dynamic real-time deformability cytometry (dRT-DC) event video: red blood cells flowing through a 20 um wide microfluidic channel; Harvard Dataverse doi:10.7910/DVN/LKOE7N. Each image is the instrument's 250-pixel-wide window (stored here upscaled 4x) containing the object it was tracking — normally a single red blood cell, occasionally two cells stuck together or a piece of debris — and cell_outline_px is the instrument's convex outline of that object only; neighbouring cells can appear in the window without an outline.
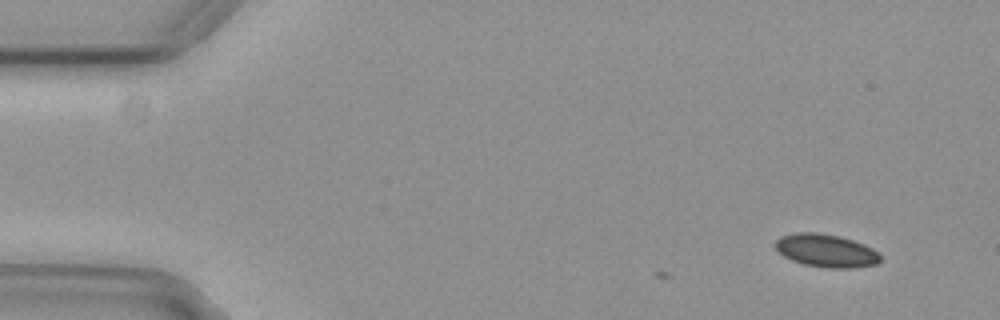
{"species": "common noctule bat (a hibernating species)", "species_latin": "Nyctalus noctula", "temperature_condition": "cold", "stored_images_in_passage": 5, "camera_frame_rate_fps": 3000, "um_per_image_px": 0.085, "animal": {"sex": "female", "body_mass_g": 29.2, "forearm_length_mm": 56.3}, "frame": {"image": 1, "passage_image": 5, "time_ms": 1.333, "image_size_px": [1000, 320], "cell_outline_px": [[880, 260], [876, 264], [852, 268], [828, 268], [804, 264], [792, 260], [784, 256], [776, 248], [776, 240], [780, 236], [796, 232], [816, 232], [836, 236], [852, 240], [864, 244], [880, 252]], "centroid_in_image_um": [70.23, 21.3], "position_along_channel_um": 14.8, "area_um2": 20.06}}